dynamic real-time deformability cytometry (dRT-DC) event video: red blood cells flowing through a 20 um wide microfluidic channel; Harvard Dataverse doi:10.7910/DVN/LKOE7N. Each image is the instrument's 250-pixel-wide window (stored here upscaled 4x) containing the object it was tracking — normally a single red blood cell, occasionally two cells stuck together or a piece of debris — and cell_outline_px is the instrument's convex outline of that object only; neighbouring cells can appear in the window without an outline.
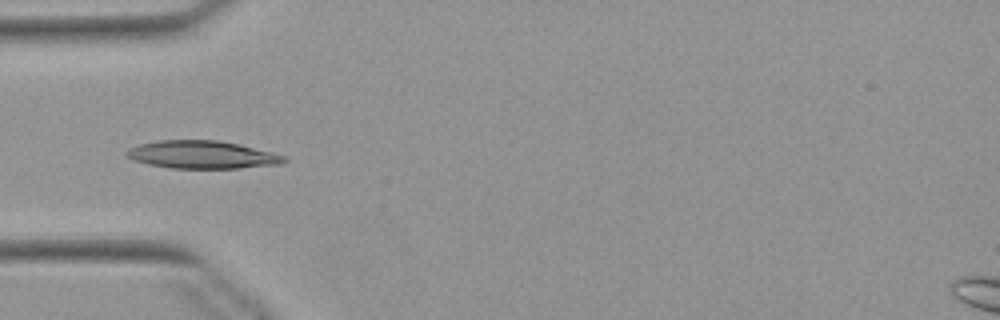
{"species": "Egyptian fruit bat (a non-hibernating species)", "species_latin": "Rousettus aegyptiacus", "temperature_condition": "warm", "stored_images_in_passage": 18, "camera_frame_rate_fps": 3000, "um_per_image_px": 0.085, "animal": {"sex": "female"}, "frame": {"image": 1, "passage_image": 3, "time_ms": 0.667, "image_size_px": [1000, 320], "cell_outline_px": [[288, 160], [284, 164], [240, 168], [172, 168], [148, 164], [136, 160], [128, 156], [128, 148], [140, 144], [160, 140], [220, 140], [272, 152], [284, 156]], "centroid_in_image_um": [17.24, 13.15], "position_along_channel_um": 67.8, "area_um2": 25.32}}
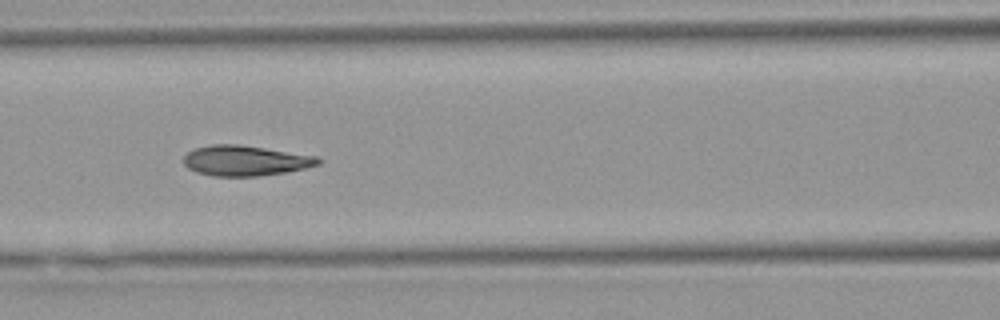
{"frame": {"image": 2, "passage_image": 9, "time_ms": 2.667, "image_size_px": [1000, 320], "cell_outline_px": [[320, 164], [288, 172], [256, 176], [212, 176], [196, 172], [188, 168], [184, 164], [184, 156], [192, 148], [212, 144], [240, 144], [316, 156], [320, 160]], "centroid_in_image_um": [20.81, 13.65], "position_along_channel_um": 145.8, "area_um2": 23.81}}
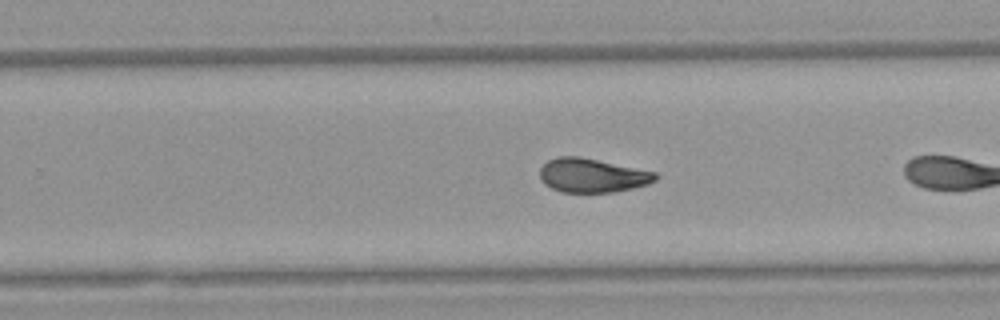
{"frame": {"image": 3, "passage_image": 17, "time_ms": 5.333, "image_size_px": [1000, 320], "cell_outline_px": [[660, 176], [656, 180], [648, 184], [632, 188], [612, 192], [564, 192], [552, 188], [544, 184], [540, 176], [540, 168], [548, 160], [556, 156], [580, 156], [656, 172]], "centroid_in_image_um": [50.34, 14.9], "position_along_channel_um": 279.5, "area_um2": 22.89}}